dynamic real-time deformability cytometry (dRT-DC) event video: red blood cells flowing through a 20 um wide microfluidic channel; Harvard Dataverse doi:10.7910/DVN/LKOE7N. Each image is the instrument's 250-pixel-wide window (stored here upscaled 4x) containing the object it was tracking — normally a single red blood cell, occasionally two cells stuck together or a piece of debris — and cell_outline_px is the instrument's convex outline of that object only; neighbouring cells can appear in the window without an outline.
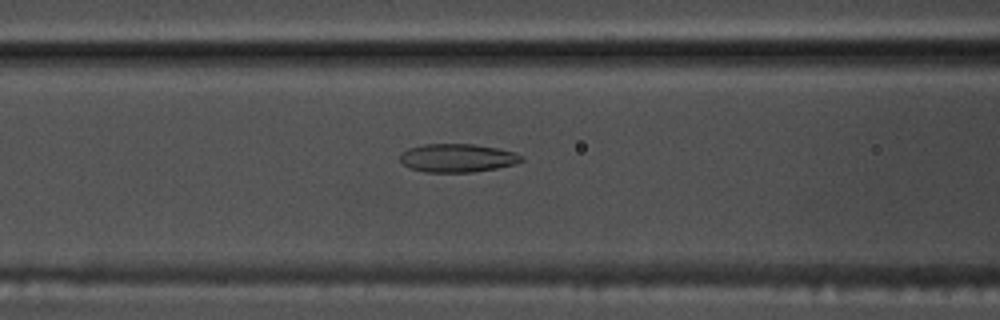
{"species": "common noctule bat (a hibernating species)", "species_latin": "Nyctalus noctula", "temperature_condition": "warm", "stored_images_in_passage": 50, "camera_frame_rate_fps": 3000, "um_per_image_px": 0.085, "animal": {"sex": "male", "body_mass_g": 17.5, "forearm_length_mm": 52.3}, "frame": {"image": 1, "passage_image": 18, "time_ms": 5.667, "image_size_px": [1000, 320], "cell_outline_px": [[524, 160], [516, 164], [496, 168], [472, 172], [424, 172], [408, 168], [400, 160], [400, 152], [408, 148], [424, 144], [472, 144], [500, 148], [516, 152], [524, 156]], "centroid_in_image_um": [38.9, 13.42], "position_along_channel_um": 127.7, "area_um2": 20.35}}
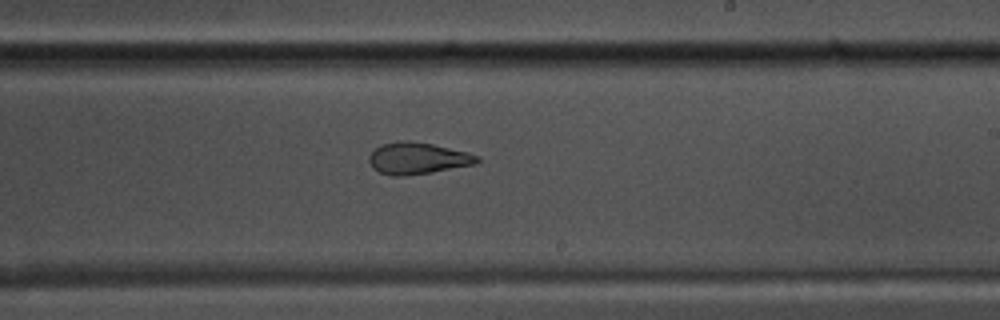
{"frame": {"image": 2, "passage_image": 28, "time_ms": 9.0, "image_size_px": [1000, 320], "cell_outline_px": [[480, 160], [476, 164], [432, 172], [404, 176], [392, 176], [380, 172], [372, 168], [368, 160], [368, 156], [380, 144], [408, 140], [432, 144], [468, 152], [480, 156]], "centroid_in_image_um": [35.5, 13.46], "position_along_channel_um": 253.5, "area_um2": 20.0}}
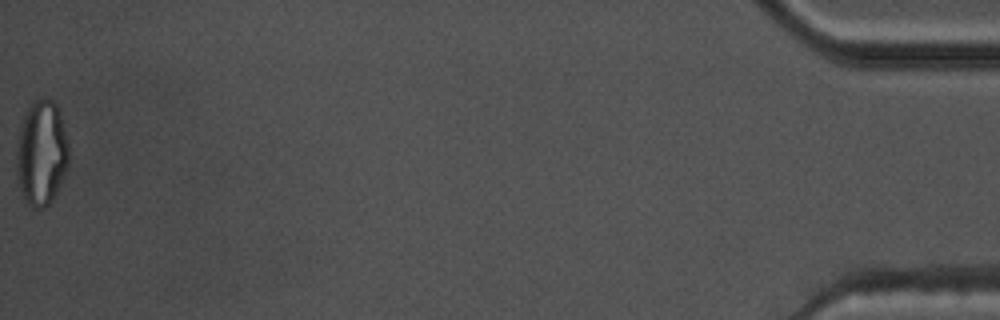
{"frame": {"image": 3, "passage_image": 50, "time_ms": 16.333, "image_size_px": [1000, 320], "cell_outline_px": [[68, 168], [52, 200], [44, 208], [32, 208], [28, 204], [20, 188], [16, 176], [16, 148], [20, 128], [24, 116], [32, 100], [40, 96], [44, 96], [52, 100], [56, 104], [60, 112], [68, 140]], "centroid_in_image_um": [3.53, 12.97], "position_along_channel_um": 431.7, "area_um2": 32.43}, "authors_computed_cell_mechanics": {"area_um2": 21.8484, "velocity_mm_per_s": 3.7821, "shape_relaxation_time_tau1_ms": null, "shape_relaxation_time_tau2_ms": 2.2203, "deformation_change_tau1": null, "deformation_change_tau2": 0.1033}}